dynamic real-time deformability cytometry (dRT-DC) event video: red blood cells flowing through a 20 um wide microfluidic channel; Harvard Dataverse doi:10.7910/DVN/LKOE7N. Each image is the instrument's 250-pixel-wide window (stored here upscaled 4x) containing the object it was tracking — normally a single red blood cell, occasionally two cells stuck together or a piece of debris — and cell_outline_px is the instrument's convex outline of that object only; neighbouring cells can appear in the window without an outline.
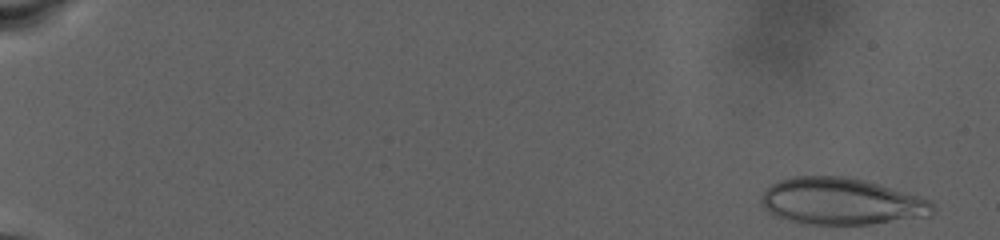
{"species": "human", "species_latin": "Homo sapiens", "temperature_condition": "warm", "stored_images_in_passage": 82, "camera_frame_rate_fps": 3000, "um_per_image_px": 0.085, "donor": {"sex": "male"}, "frame": {"image": 1, "passage_image": 1, "time_ms": 0.0, "image_size_px": [1000, 240], "cell_outline_px": [[936, 212], [932, 216], [872, 224], [800, 224], [776, 216], [768, 212], [760, 204], [760, 200], [764, 192], [772, 184], [780, 180], [792, 176], [844, 176], [864, 180], [932, 200], [936, 208]], "centroid_in_image_um": [71.54, 17.13], "position_along_channel_um": 13.5, "area_um2": 47.05}}
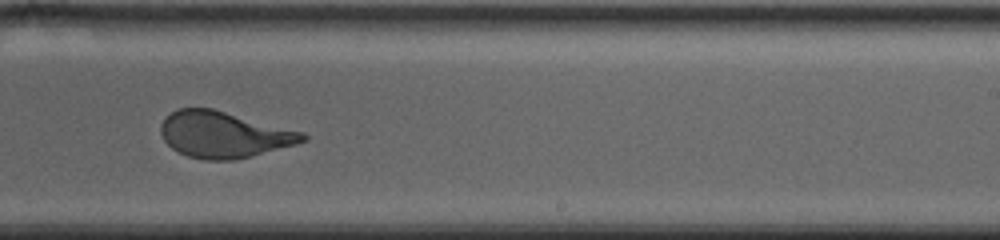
{"frame": {"image": 2, "passage_image": 54, "time_ms": 17.667, "image_size_px": [1000, 240], "cell_outline_px": [[308, 140], [296, 144], [252, 156], [236, 160], [204, 160], [188, 156], [172, 148], [164, 140], [160, 132], [160, 124], [172, 112], [180, 108], [212, 108], [304, 132], [308, 136]], "centroid_in_image_um": [19.04, 11.45], "position_along_channel_um": 270.0, "area_um2": 38.15}}
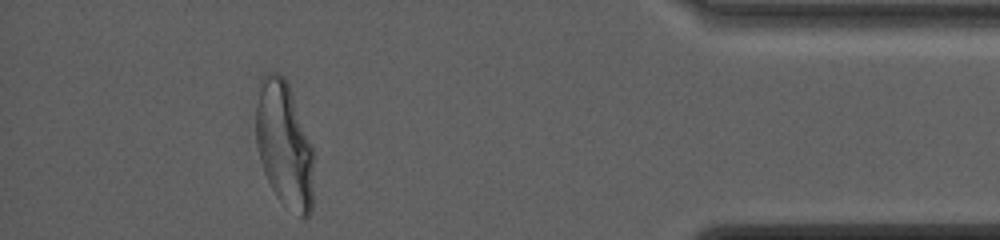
{"frame": {"image": 3, "passage_image": 75, "time_ms": 24.667, "image_size_px": [1000, 240], "cell_outline_px": [[316, 156], [312, 212], [304, 220], [284, 204], [276, 196], [264, 172], [260, 160], [256, 144], [256, 104], [260, 80], [264, 72], [276, 72], [284, 76], [288, 84], [312, 144]], "centroid_in_image_um": [24.2, 12.33], "position_along_channel_um": 411.0, "area_um2": 43.35}, "authors_computed_cell_mechanics": {"area_um2": 43.2922, "velocity_mm_per_s": 2.5562, "shape_relaxation_time_tau1_ms": 10.0884, "shape_relaxation_time_tau2_ms": null, "deformation_change_tau1": 0.2694, "deformation_change_tau2": null}}